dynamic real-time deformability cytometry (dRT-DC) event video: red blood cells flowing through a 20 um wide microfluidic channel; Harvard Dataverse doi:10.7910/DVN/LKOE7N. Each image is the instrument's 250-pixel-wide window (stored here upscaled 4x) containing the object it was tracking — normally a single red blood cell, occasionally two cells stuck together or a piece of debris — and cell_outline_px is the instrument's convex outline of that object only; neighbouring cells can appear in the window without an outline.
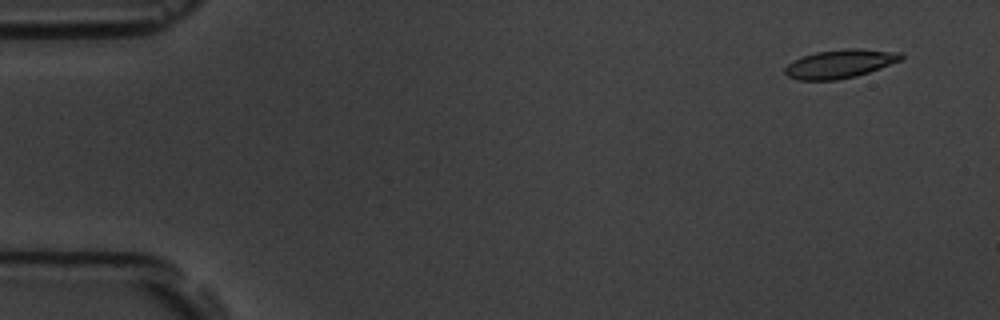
{"species": "common noctule bat (a hibernating species)", "species_latin": "Nyctalus noctula", "temperature_condition": "room temperature", "stored_images_in_passage": 6, "camera_frame_rate_fps": 3000, "um_per_image_px": 0.085, "animal": {"sex": "male", "body_mass_g": 19.5, "forearm_length_mm": 54.6}, "frame": {"image": 1, "passage_image": 1, "time_ms": 0.0, "image_size_px": [1000, 320], "cell_outline_px": [[904, 56], [900, 60], [880, 68], [856, 76], [836, 80], [796, 80], [788, 76], [784, 72], [784, 68], [788, 64], [804, 56], [816, 52], [848, 48], [860, 48], [900, 52]], "centroid_in_image_um": [71.4, 5.42], "position_along_channel_um": 13.6, "area_um2": 19.19}}
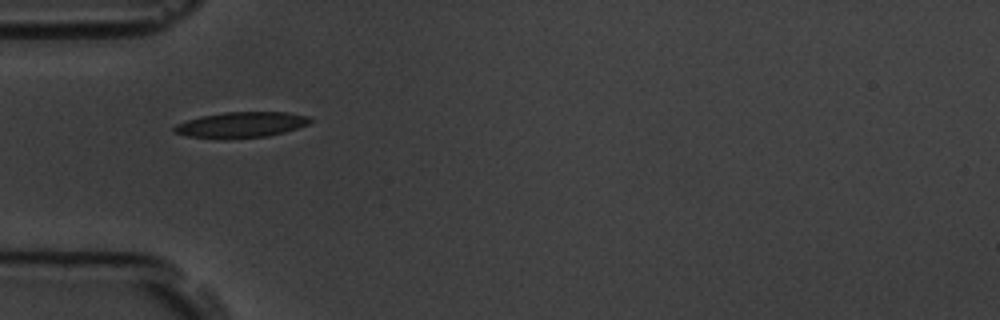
{"frame": {"image": 2, "passage_image": 5, "time_ms": 4.667, "image_size_px": [1000, 320], "cell_outline_px": [[312, 120], [308, 124], [284, 132], [268, 136], [228, 140], [224, 140], [184, 136], [176, 132], [172, 128], [176, 124], [200, 116], [224, 112], [288, 112], [308, 116]], "centroid_in_image_um": [20.46, 10.62], "position_along_channel_um": 64.5, "area_um2": 20.63}}
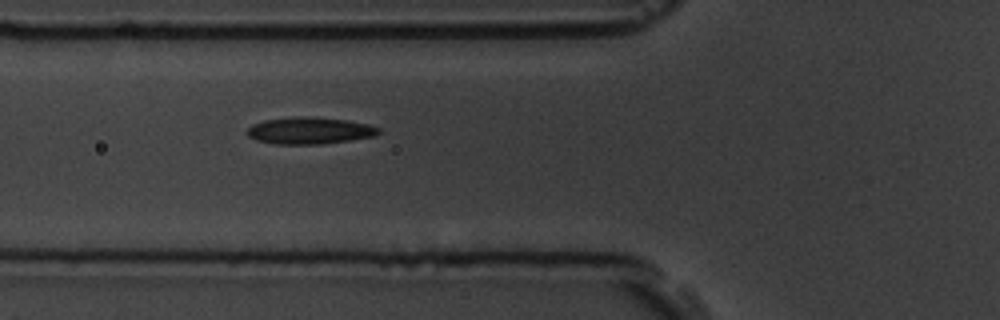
{"frame": {"image": 3, "passage_image": 6, "time_ms": 5.667, "image_size_px": [1000, 320], "cell_outline_px": [[380, 132], [376, 136], [352, 140], [320, 144], [272, 144], [256, 140], [248, 136], [244, 132], [252, 124], [264, 120], [300, 116], [304, 116], [348, 120], [368, 124], [380, 128]], "centroid_in_image_um": [26.3, 11.11], "position_along_channel_um": 99.5, "area_um2": 20.75}}